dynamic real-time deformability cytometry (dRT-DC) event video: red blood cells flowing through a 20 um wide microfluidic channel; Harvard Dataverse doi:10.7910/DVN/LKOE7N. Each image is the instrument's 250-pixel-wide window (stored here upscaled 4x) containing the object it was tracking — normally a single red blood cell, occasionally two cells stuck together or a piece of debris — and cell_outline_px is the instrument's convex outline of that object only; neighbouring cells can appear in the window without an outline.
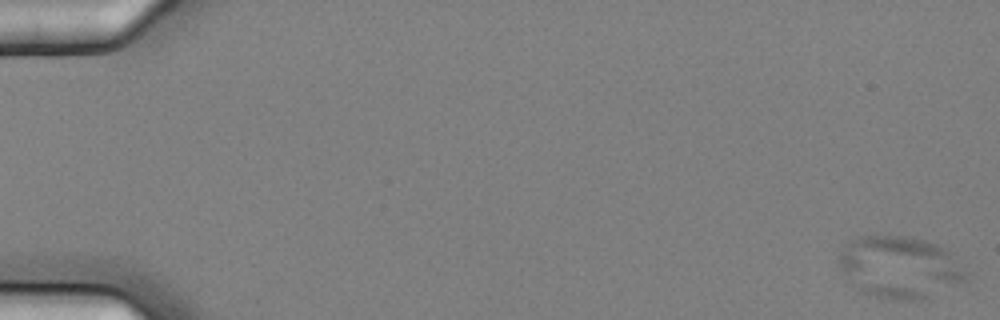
{"species": "common noctule bat (a hibernating species)", "species_latin": "Nyctalus noctula", "temperature_condition": "cold", "stored_images_in_passage": 2, "camera_frame_rate_fps": 3000, "um_per_image_px": 0.085, "animal": {"sex": "female", "body_mass_g": 25.1}, "frame": {"image": 1, "passage_image": 1, "time_ms": 0.0, "image_size_px": [1000, 320], "cell_outline_px": [[968, 276], [964, 280], [924, 296], [912, 300], [892, 300], [860, 292], [852, 284], [840, 268], [840, 252], [848, 240], [864, 236], [908, 236], [924, 240], [936, 244], [948, 252]], "centroid_in_image_um": [76.37, 22.68], "position_along_channel_um": 8.6, "area_um2": 44.56}}